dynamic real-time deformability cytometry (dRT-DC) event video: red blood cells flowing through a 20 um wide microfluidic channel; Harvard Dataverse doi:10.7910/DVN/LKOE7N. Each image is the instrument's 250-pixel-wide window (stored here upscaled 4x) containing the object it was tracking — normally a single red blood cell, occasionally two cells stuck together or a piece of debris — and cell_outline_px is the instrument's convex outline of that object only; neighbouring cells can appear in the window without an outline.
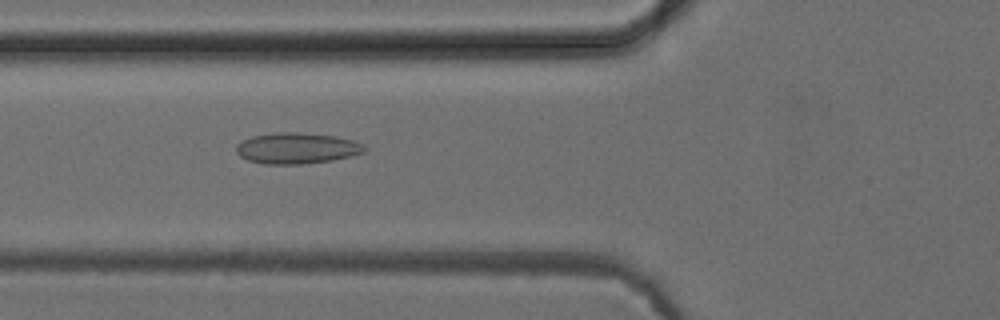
{"species": "common noctule bat (a hibernating species)", "species_latin": "Nyctalus noctula", "temperature_condition": "cold", "stored_images_in_passage": 51, "camera_frame_rate_fps": 3000, "um_per_image_px": 0.085, "animal": {"sex": "female", "body_mass_g": 24.6, "forearm_length_mm": 56.2}, "frame": {"image": 1, "passage_image": 19, "time_ms": 6.0, "image_size_px": [1000, 320], "cell_outline_px": [[364, 152], [352, 156], [332, 160], [300, 164], [264, 164], [248, 160], [240, 156], [236, 152], [236, 144], [240, 140], [252, 136], [276, 132], [300, 132], [336, 136], [352, 140], [364, 144]], "centroid_in_image_um": [25.2, 12.59], "position_along_channel_um": 100.6, "area_um2": 23.29}}
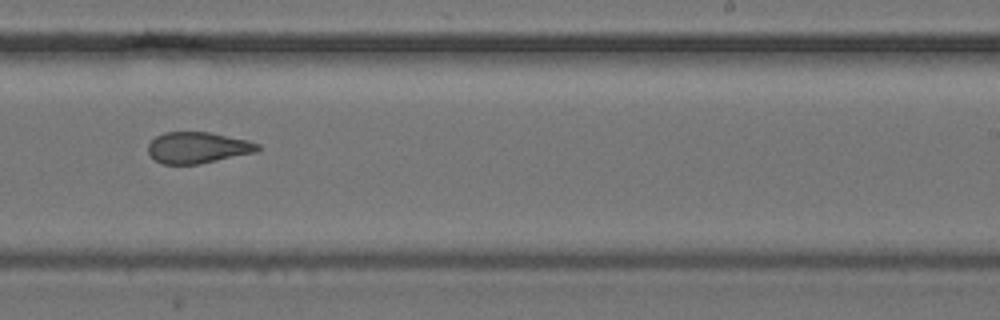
{"frame": {"image": 2, "passage_image": 32, "time_ms": 10.333, "image_size_px": [1000, 320], "cell_outline_px": [[260, 148], [256, 152], [200, 164], [164, 164], [156, 160], [148, 152], [148, 144], [156, 136], [164, 132], [208, 132], [248, 140], [260, 144]], "centroid_in_image_um": [16.82, 12.55], "position_along_channel_um": 272.2, "area_um2": 19.88}}
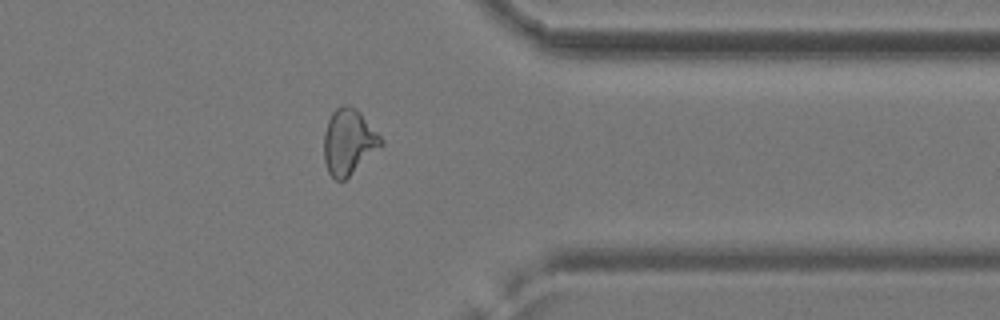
{"frame": {"image": 3, "passage_image": 41, "time_ms": 13.333, "image_size_px": [1000, 320], "cell_outline_px": [[384, 144], [344, 180], [336, 180], [328, 172], [324, 160], [324, 132], [328, 120], [332, 112], [336, 108], [344, 104], [348, 104], [356, 108], [360, 112], [384, 140]], "centroid_in_image_um": [29.63, 12.03], "position_along_channel_um": 381.8, "area_um2": 21.73}, "authors_computed_cell_mechanics": {"area_um2": 22.0218, "velocity_mm_per_s": 3.9594, "shape_relaxation_time_tau1_ms": null, "shape_relaxation_time_tau2_ms": 2.5645, "deformation_change_tau1": null, "deformation_change_tau2": 0.0979}}